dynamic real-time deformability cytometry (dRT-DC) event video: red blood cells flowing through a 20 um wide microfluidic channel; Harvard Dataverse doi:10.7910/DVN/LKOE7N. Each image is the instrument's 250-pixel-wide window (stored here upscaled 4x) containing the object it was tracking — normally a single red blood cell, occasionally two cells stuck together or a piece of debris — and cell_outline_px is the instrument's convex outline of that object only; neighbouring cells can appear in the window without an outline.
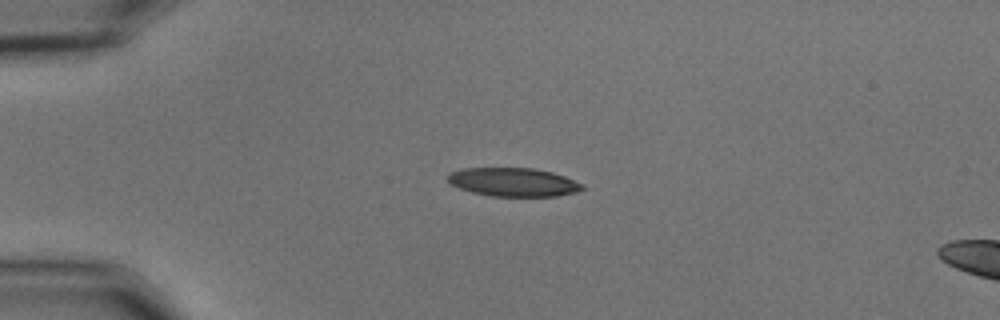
{"species": "common noctule bat (a hibernating species)", "species_latin": "Nyctalus noctula", "temperature_condition": "cold", "stored_images_in_passage": 43, "camera_frame_rate_fps": 3000, "um_per_image_px": 0.085, "animal": {"sex": "male", "body_mass_g": 15.6}, "frame": {"image": 1, "passage_image": 1, "time_ms": 0.0, "image_size_px": [1000, 320], "cell_outline_px": [[584, 188], [576, 192], [556, 196], [488, 196], [472, 192], [460, 188], [452, 184], [448, 180], [448, 172], [464, 168], [532, 168], [552, 172], [564, 176], [584, 184]], "centroid_in_image_um": [43.63, 15.48], "position_along_channel_um": 41.4, "area_um2": 22.37}}
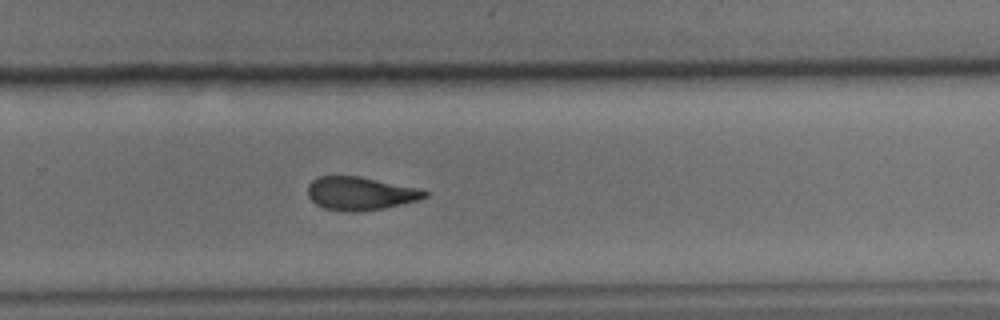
{"frame": {"image": 2, "passage_image": 25, "time_ms": 8.0, "image_size_px": [1000, 320], "cell_outline_px": [[428, 196], [416, 200], [384, 208], [356, 212], [348, 212], [324, 208], [316, 204], [308, 196], [308, 184], [312, 180], [320, 176], [360, 176], [420, 188], [428, 192]], "centroid_in_image_um": [30.62, 16.44], "position_along_channel_um": 299.2, "area_um2": 22.66}}
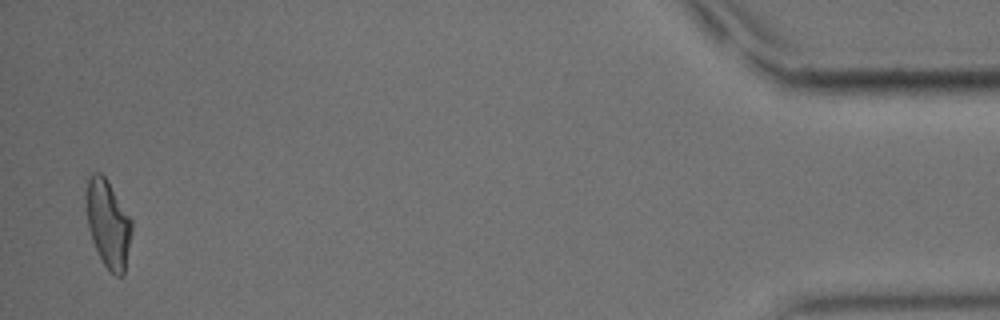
{"frame": {"image": 3, "passage_image": 42, "time_ms": 13.667, "image_size_px": [1000, 320], "cell_outline_px": [[132, 232], [124, 272], [120, 276], [116, 276], [104, 264], [92, 240], [88, 228], [84, 176], [92, 172], [100, 172], [104, 176], [132, 220]], "centroid_in_image_um": [9.15, 18.93], "position_along_channel_um": 426.1, "area_um2": 23.24}, "authors_computed_cell_mechanics": {"area_um2": 23.2934, "velocity_mm_per_s": 3.6183, "shape_relaxation_time_tau1_ms": 6.2254, "shape_relaxation_time_tau2_ms": 3.7846, "deformation_change_tau1": 0.1807, "deformation_change_tau2": 0.1247}}